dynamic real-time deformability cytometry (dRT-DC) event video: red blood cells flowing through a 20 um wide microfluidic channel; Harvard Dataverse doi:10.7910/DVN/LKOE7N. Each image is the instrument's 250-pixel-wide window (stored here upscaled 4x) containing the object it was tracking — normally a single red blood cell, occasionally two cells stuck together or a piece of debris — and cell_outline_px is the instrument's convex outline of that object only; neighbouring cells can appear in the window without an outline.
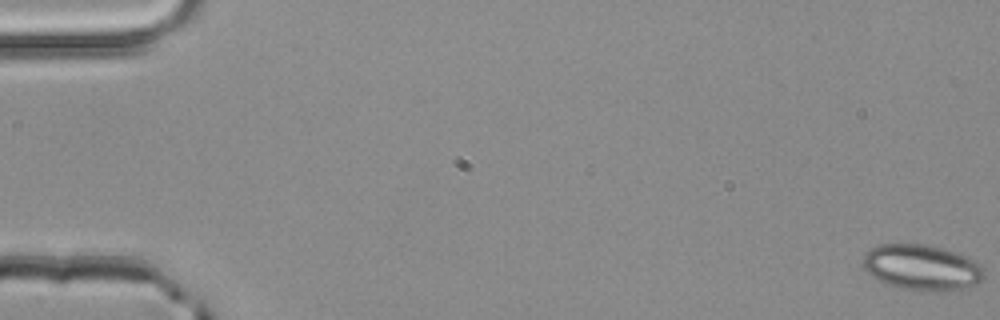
{"species": "common noctule bat (a hibernating species)", "species_latin": "Nyctalus noctula", "temperature_condition": "room temperature", "stored_images_in_passage": 53, "camera_frame_rate_fps": 3000, "um_per_image_px": 0.085, "animal": {"sex": "male", "body_mass_g": 20.4}, "frame": {"image": 1, "passage_image": 1, "time_ms": 0.0, "image_size_px": [1000, 320], "cell_outline_px": [[984, 280], [976, 284], [964, 288], [904, 288], [884, 284], [872, 276], [864, 268], [864, 252], [880, 244], [924, 244], [956, 252], [968, 256], [976, 260], [984, 268]], "centroid_in_image_um": [78.36, 22.68], "position_along_channel_um": 6.6, "area_um2": 31.5}}
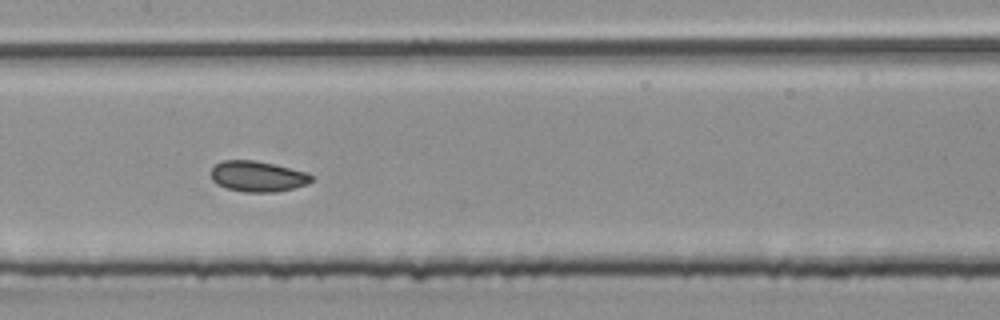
{"frame": {"image": 2, "passage_image": 27, "time_ms": 8.667, "image_size_px": [1000, 320], "cell_outline_px": [[312, 180], [308, 184], [276, 192], [244, 192], [228, 188], [216, 184], [212, 180], [212, 168], [216, 164], [224, 160], [256, 160], [308, 172], [312, 176]], "centroid_in_image_um": [21.91, 14.99], "position_along_channel_um": 185.5, "area_um2": 17.92}}
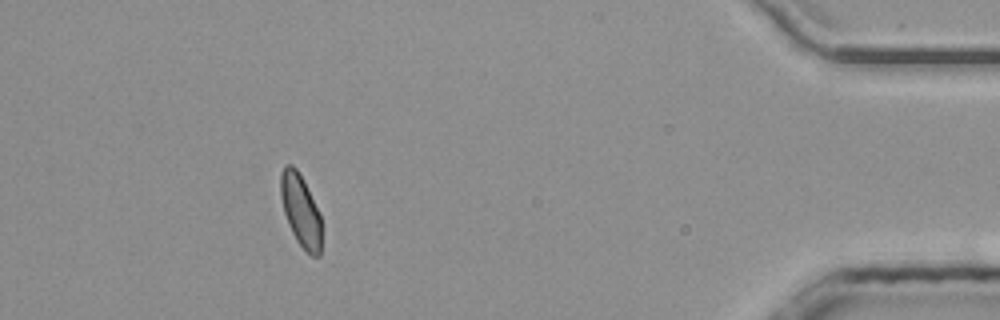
{"frame": {"image": 3, "passage_image": 48, "time_ms": 15.667, "image_size_px": [1000, 320], "cell_outline_px": [[320, 256], [312, 256], [296, 240], [288, 224], [284, 212], [280, 196], [280, 172], [284, 164], [292, 164], [296, 168], [304, 180], [320, 216]], "centroid_in_image_um": [25.51, 17.83], "position_along_channel_um": 409.7, "area_um2": 16.99}, "authors_computed_cell_mechanics": {"area_um2": 18.1492, "velocity_mm_per_s": 4.0474, "shape_relaxation_time_tau1_ms": 10.6543, "shape_relaxation_time_tau2_ms": 2.8991, "deformation_change_tau1": 0.1318, "deformation_change_tau2": 0.0755}}